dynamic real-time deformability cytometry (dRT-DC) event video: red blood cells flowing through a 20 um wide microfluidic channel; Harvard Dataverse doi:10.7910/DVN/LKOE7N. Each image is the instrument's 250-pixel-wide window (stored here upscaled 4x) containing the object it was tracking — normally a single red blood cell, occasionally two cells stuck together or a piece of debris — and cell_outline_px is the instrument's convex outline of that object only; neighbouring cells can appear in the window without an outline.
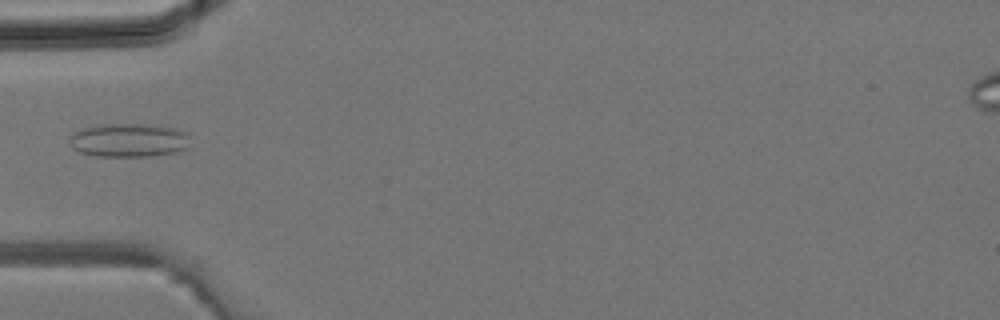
{"species": "common noctule bat (a hibernating species)", "species_latin": "Nyctalus noctula", "temperature_condition": "room temperature", "stored_images_in_passage": 4, "camera_frame_rate_fps": 3000, "um_per_image_px": 0.085, "animal": {"sex": "male", "body_mass_g": 19.2, "forearm_length_mm": 51.8}, "frame": {"image": 1, "passage_image": 4, "time_ms": 1.0, "image_size_px": [1000, 320], "cell_outline_px": [[188, 148], [176, 152], [156, 156], [96, 156], [80, 152], [72, 148], [68, 144], [68, 140], [76, 132], [84, 128], [100, 124], [156, 124], [176, 128], [184, 132], [188, 136]], "centroid_in_image_um": [10.96, 11.92], "position_along_channel_um": 74.0, "area_um2": 23.87}}